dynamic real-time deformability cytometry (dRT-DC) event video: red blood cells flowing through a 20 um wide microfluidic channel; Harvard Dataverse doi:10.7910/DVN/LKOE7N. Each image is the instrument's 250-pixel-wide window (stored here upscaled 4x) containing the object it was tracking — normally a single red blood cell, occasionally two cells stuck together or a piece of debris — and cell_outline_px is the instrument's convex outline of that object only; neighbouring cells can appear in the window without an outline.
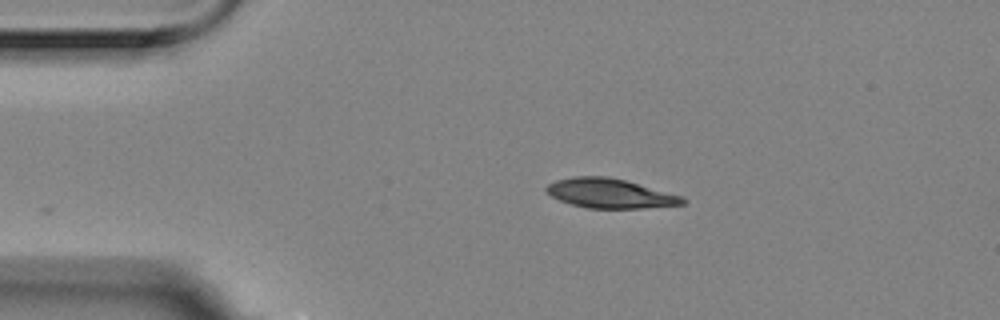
{"species": "Egyptian fruit bat (a non-hibernating species)", "species_latin": "Rousettus aegyptiacus", "temperature_condition": "room temperature", "stored_images_in_passage": 2, "camera_frame_rate_fps": 3000, "um_per_image_px": 0.085, "animal": {"sex": "female"}, "frame": {"image": 1, "passage_image": 2, "time_ms": 0.333, "image_size_px": [1000, 320], "cell_outline_px": [[688, 200], [684, 204], [644, 208], [588, 208], [572, 204], [560, 200], [552, 196], [544, 188], [548, 184], [556, 180], [572, 176], [608, 176], [624, 180], [684, 196]], "centroid_in_image_um": [51.88, 16.43], "position_along_channel_um": 33.1, "area_um2": 23.35}}